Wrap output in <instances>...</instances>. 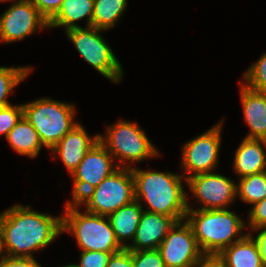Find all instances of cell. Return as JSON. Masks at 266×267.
<instances>
[{"label": "cell", "mask_w": 266, "mask_h": 267, "mask_svg": "<svg viewBox=\"0 0 266 267\" xmlns=\"http://www.w3.org/2000/svg\"><path fill=\"white\" fill-rule=\"evenodd\" d=\"M6 256L33 258L36 250L49 245L62 232V217L14 205L0 214Z\"/></svg>", "instance_id": "cell-1"}, {"label": "cell", "mask_w": 266, "mask_h": 267, "mask_svg": "<svg viewBox=\"0 0 266 267\" xmlns=\"http://www.w3.org/2000/svg\"><path fill=\"white\" fill-rule=\"evenodd\" d=\"M134 178L135 200L148 203L144 211L183 221L187 213V199L182 176L170 172L144 171L131 167Z\"/></svg>", "instance_id": "cell-2"}, {"label": "cell", "mask_w": 266, "mask_h": 267, "mask_svg": "<svg viewBox=\"0 0 266 267\" xmlns=\"http://www.w3.org/2000/svg\"><path fill=\"white\" fill-rule=\"evenodd\" d=\"M185 219L191 226L198 246L206 257L215 258L225 248L241 240L246 234L239 235L245 223L228 209H192L187 203Z\"/></svg>", "instance_id": "cell-3"}, {"label": "cell", "mask_w": 266, "mask_h": 267, "mask_svg": "<svg viewBox=\"0 0 266 267\" xmlns=\"http://www.w3.org/2000/svg\"><path fill=\"white\" fill-rule=\"evenodd\" d=\"M77 203L67 201L62 216V232H70L82 251L115 253L123 249L112 229L108 216L85 212L82 214ZM106 218V220L104 219Z\"/></svg>", "instance_id": "cell-4"}, {"label": "cell", "mask_w": 266, "mask_h": 267, "mask_svg": "<svg viewBox=\"0 0 266 267\" xmlns=\"http://www.w3.org/2000/svg\"><path fill=\"white\" fill-rule=\"evenodd\" d=\"M23 116L37 131L48 149H52L78 123L74 121L75 106L42 98L22 104Z\"/></svg>", "instance_id": "cell-5"}, {"label": "cell", "mask_w": 266, "mask_h": 267, "mask_svg": "<svg viewBox=\"0 0 266 267\" xmlns=\"http://www.w3.org/2000/svg\"><path fill=\"white\" fill-rule=\"evenodd\" d=\"M134 200V178L131 166L122 165L96 188L87 192L77 204H86L87 212L109 216Z\"/></svg>", "instance_id": "cell-6"}, {"label": "cell", "mask_w": 266, "mask_h": 267, "mask_svg": "<svg viewBox=\"0 0 266 267\" xmlns=\"http://www.w3.org/2000/svg\"><path fill=\"white\" fill-rule=\"evenodd\" d=\"M99 141L114 159L119 158L118 167H121V162L123 164L125 160L131 165L133 162H140L159 155L158 150L136 123L120 120L107 128L105 137L99 134Z\"/></svg>", "instance_id": "cell-7"}, {"label": "cell", "mask_w": 266, "mask_h": 267, "mask_svg": "<svg viewBox=\"0 0 266 267\" xmlns=\"http://www.w3.org/2000/svg\"><path fill=\"white\" fill-rule=\"evenodd\" d=\"M103 30L95 27H76L66 30L80 55L104 77L118 83L123 75L120 62L102 38Z\"/></svg>", "instance_id": "cell-8"}, {"label": "cell", "mask_w": 266, "mask_h": 267, "mask_svg": "<svg viewBox=\"0 0 266 267\" xmlns=\"http://www.w3.org/2000/svg\"><path fill=\"white\" fill-rule=\"evenodd\" d=\"M157 250L165 267H194L206 258L186 219L174 224Z\"/></svg>", "instance_id": "cell-9"}, {"label": "cell", "mask_w": 266, "mask_h": 267, "mask_svg": "<svg viewBox=\"0 0 266 267\" xmlns=\"http://www.w3.org/2000/svg\"><path fill=\"white\" fill-rule=\"evenodd\" d=\"M113 156L98 141L84 156L77 168L71 173L73 184V200L77 203L87 192L96 188L106 177L119 167L113 165Z\"/></svg>", "instance_id": "cell-10"}, {"label": "cell", "mask_w": 266, "mask_h": 267, "mask_svg": "<svg viewBox=\"0 0 266 267\" xmlns=\"http://www.w3.org/2000/svg\"><path fill=\"white\" fill-rule=\"evenodd\" d=\"M222 121L216 124L204 134L188 141L183 146L182 165L185 172L191 175H185L188 179L197 174L213 172L217 166L218 154L221 146V127Z\"/></svg>", "instance_id": "cell-11"}, {"label": "cell", "mask_w": 266, "mask_h": 267, "mask_svg": "<svg viewBox=\"0 0 266 267\" xmlns=\"http://www.w3.org/2000/svg\"><path fill=\"white\" fill-rule=\"evenodd\" d=\"M48 28V21L30 0H17L0 17V40H23L36 30Z\"/></svg>", "instance_id": "cell-12"}, {"label": "cell", "mask_w": 266, "mask_h": 267, "mask_svg": "<svg viewBox=\"0 0 266 267\" xmlns=\"http://www.w3.org/2000/svg\"><path fill=\"white\" fill-rule=\"evenodd\" d=\"M193 195L205 210L226 209L237 196L236 184L215 172L197 174L186 180Z\"/></svg>", "instance_id": "cell-13"}, {"label": "cell", "mask_w": 266, "mask_h": 267, "mask_svg": "<svg viewBox=\"0 0 266 267\" xmlns=\"http://www.w3.org/2000/svg\"><path fill=\"white\" fill-rule=\"evenodd\" d=\"M175 223L172 217L143 210L133 244H127L126 248L130 251L157 249Z\"/></svg>", "instance_id": "cell-14"}, {"label": "cell", "mask_w": 266, "mask_h": 267, "mask_svg": "<svg viewBox=\"0 0 266 267\" xmlns=\"http://www.w3.org/2000/svg\"><path fill=\"white\" fill-rule=\"evenodd\" d=\"M98 141L99 134L91 138L78 123L51 150L61 158L71 174Z\"/></svg>", "instance_id": "cell-15"}, {"label": "cell", "mask_w": 266, "mask_h": 267, "mask_svg": "<svg viewBox=\"0 0 266 267\" xmlns=\"http://www.w3.org/2000/svg\"><path fill=\"white\" fill-rule=\"evenodd\" d=\"M240 93L244 120L251 129L245 138L266 140V93L253 91L244 84Z\"/></svg>", "instance_id": "cell-16"}, {"label": "cell", "mask_w": 266, "mask_h": 267, "mask_svg": "<svg viewBox=\"0 0 266 267\" xmlns=\"http://www.w3.org/2000/svg\"><path fill=\"white\" fill-rule=\"evenodd\" d=\"M215 258L222 267H265L259 246L251 233L225 248Z\"/></svg>", "instance_id": "cell-17"}, {"label": "cell", "mask_w": 266, "mask_h": 267, "mask_svg": "<svg viewBox=\"0 0 266 267\" xmlns=\"http://www.w3.org/2000/svg\"><path fill=\"white\" fill-rule=\"evenodd\" d=\"M266 140L244 138L235 152L234 170L240 178L266 171Z\"/></svg>", "instance_id": "cell-18"}, {"label": "cell", "mask_w": 266, "mask_h": 267, "mask_svg": "<svg viewBox=\"0 0 266 267\" xmlns=\"http://www.w3.org/2000/svg\"><path fill=\"white\" fill-rule=\"evenodd\" d=\"M142 204L134 200L132 203L120 207L108 218L119 244L126 248L124 240H133L143 212Z\"/></svg>", "instance_id": "cell-19"}, {"label": "cell", "mask_w": 266, "mask_h": 267, "mask_svg": "<svg viewBox=\"0 0 266 267\" xmlns=\"http://www.w3.org/2000/svg\"><path fill=\"white\" fill-rule=\"evenodd\" d=\"M94 0H63L56 15L48 22V28L64 27L66 30L81 27L76 21L87 18V27L92 26Z\"/></svg>", "instance_id": "cell-20"}, {"label": "cell", "mask_w": 266, "mask_h": 267, "mask_svg": "<svg viewBox=\"0 0 266 267\" xmlns=\"http://www.w3.org/2000/svg\"><path fill=\"white\" fill-rule=\"evenodd\" d=\"M6 139L17 153L31 158L36 157L43 146L37 131L24 116L10 130Z\"/></svg>", "instance_id": "cell-21"}, {"label": "cell", "mask_w": 266, "mask_h": 267, "mask_svg": "<svg viewBox=\"0 0 266 267\" xmlns=\"http://www.w3.org/2000/svg\"><path fill=\"white\" fill-rule=\"evenodd\" d=\"M127 0H94L92 27L108 30L126 10Z\"/></svg>", "instance_id": "cell-22"}, {"label": "cell", "mask_w": 266, "mask_h": 267, "mask_svg": "<svg viewBox=\"0 0 266 267\" xmlns=\"http://www.w3.org/2000/svg\"><path fill=\"white\" fill-rule=\"evenodd\" d=\"M237 194L246 203L255 204L266 196V171L240 178Z\"/></svg>", "instance_id": "cell-23"}, {"label": "cell", "mask_w": 266, "mask_h": 267, "mask_svg": "<svg viewBox=\"0 0 266 267\" xmlns=\"http://www.w3.org/2000/svg\"><path fill=\"white\" fill-rule=\"evenodd\" d=\"M31 67L0 66V108L10 105L7 100L9 92L13 90L31 72Z\"/></svg>", "instance_id": "cell-24"}, {"label": "cell", "mask_w": 266, "mask_h": 267, "mask_svg": "<svg viewBox=\"0 0 266 267\" xmlns=\"http://www.w3.org/2000/svg\"><path fill=\"white\" fill-rule=\"evenodd\" d=\"M244 79L249 89L266 93V53L246 71Z\"/></svg>", "instance_id": "cell-25"}, {"label": "cell", "mask_w": 266, "mask_h": 267, "mask_svg": "<svg viewBox=\"0 0 266 267\" xmlns=\"http://www.w3.org/2000/svg\"><path fill=\"white\" fill-rule=\"evenodd\" d=\"M23 117L22 104L13 106L12 104L0 108V135L8 136L10 130Z\"/></svg>", "instance_id": "cell-26"}, {"label": "cell", "mask_w": 266, "mask_h": 267, "mask_svg": "<svg viewBox=\"0 0 266 267\" xmlns=\"http://www.w3.org/2000/svg\"><path fill=\"white\" fill-rule=\"evenodd\" d=\"M132 261L134 267H165L157 249L132 251Z\"/></svg>", "instance_id": "cell-27"}, {"label": "cell", "mask_w": 266, "mask_h": 267, "mask_svg": "<svg viewBox=\"0 0 266 267\" xmlns=\"http://www.w3.org/2000/svg\"><path fill=\"white\" fill-rule=\"evenodd\" d=\"M112 253L101 251H82L77 267H107Z\"/></svg>", "instance_id": "cell-28"}, {"label": "cell", "mask_w": 266, "mask_h": 267, "mask_svg": "<svg viewBox=\"0 0 266 267\" xmlns=\"http://www.w3.org/2000/svg\"><path fill=\"white\" fill-rule=\"evenodd\" d=\"M248 222L253 231L259 227H266V196L262 201L253 204Z\"/></svg>", "instance_id": "cell-29"}, {"label": "cell", "mask_w": 266, "mask_h": 267, "mask_svg": "<svg viewBox=\"0 0 266 267\" xmlns=\"http://www.w3.org/2000/svg\"><path fill=\"white\" fill-rule=\"evenodd\" d=\"M41 15L49 22L60 9L63 0H30Z\"/></svg>", "instance_id": "cell-30"}, {"label": "cell", "mask_w": 266, "mask_h": 267, "mask_svg": "<svg viewBox=\"0 0 266 267\" xmlns=\"http://www.w3.org/2000/svg\"><path fill=\"white\" fill-rule=\"evenodd\" d=\"M107 267H134L132 261V251L123 248L120 251L112 253Z\"/></svg>", "instance_id": "cell-31"}, {"label": "cell", "mask_w": 266, "mask_h": 267, "mask_svg": "<svg viewBox=\"0 0 266 267\" xmlns=\"http://www.w3.org/2000/svg\"><path fill=\"white\" fill-rule=\"evenodd\" d=\"M0 267H41L34 258L6 256L0 261Z\"/></svg>", "instance_id": "cell-32"}, {"label": "cell", "mask_w": 266, "mask_h": 267, "mask_svg": "<svg viewBox=\"0 0 266 267\" xmlns=\"http://www.w3.org/2000/svg\"><path fill=\"white\" fill-rule=\"evenodd\" d=\"M263 229V230H262ZM255 231H259V234L256 236L255 240L259 246L260 255L262 258V262L266 267V227H259L257 229H254Z\"/></svg>", "instance_id": "cell-33"}, {"label": "cell", "mask_w": 266, "mask_h": 267, "mask_svg": "<svg viewBox=\"0 0 266 267\" xmlns=\"http://www.w3.org/2000/svg\"><path fill=\"white\" fill-rule=\"evenodd\" d=\"M194 267H222V265L216 258L206 257L202 262L196 264Z\"/></svg>", "instance_id": "cell-34"}, {"label": "cell", "mask_w": 266, "mask_h": 267, "mask_svg": "<svg viewBox=\"0 0 266 267\" xmlns=\"http://www.w3.org/2000/svg\"><path fill=\"white\" fill-rule=\"evenodd\" d=\"M4 250V245H3V232H2V229H1V226H0V257H2L0 259V261L6 257V254H1L2 251Z\"/></svg>", "instance_id": "cell-35"}, {"label": "cell", "mask_w": 266, "mask_h": 267, "mask_svg": "<svg viewBox=\"0 0 266 267\" xmlns=\"http://www.w3.org/2000/svg\"><path fill=\"white\" fill-rule=\"evenodd\" d=\"M63 267H77L76 264H68L67 266H63Z\"/></svg>", "instance_id": "cell-36"}, {"label": "cell", "mask_w": 266, "mask_h": 267, "mask_svg": "<svg viewBox=\"0 0 266 267\" xmlns=\"http://www.w3.org/2000/svg\"><path fill=\"white\" fill-rule=\"evenodd\" d=\"M2 1H12V0H0V2H2ZM13 1H15V0H13Z\"/></svg>", "instance_id": "cell-37"}]
</instances>
